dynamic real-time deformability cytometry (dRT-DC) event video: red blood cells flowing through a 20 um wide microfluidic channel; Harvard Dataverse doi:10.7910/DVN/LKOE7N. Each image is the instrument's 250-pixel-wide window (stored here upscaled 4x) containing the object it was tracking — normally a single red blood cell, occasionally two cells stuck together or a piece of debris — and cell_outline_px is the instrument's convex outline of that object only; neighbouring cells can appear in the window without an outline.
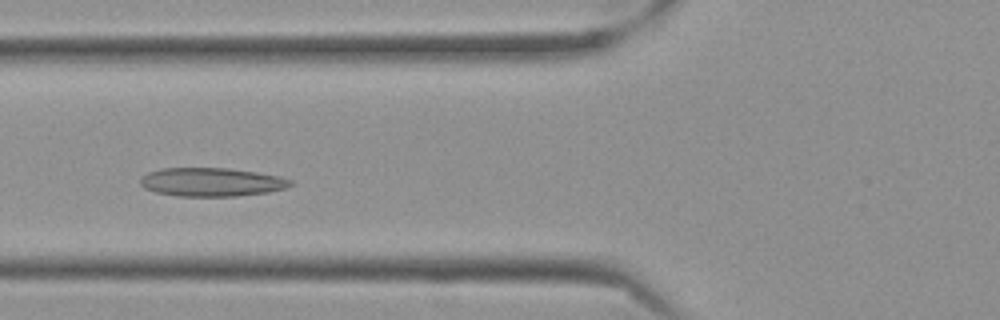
{"species": "Egyptian fruit bat (a non-hibernating species)", "species_latin": "Rousettus aegyptiacus", "temperature_condition": "cold", "stored_images_in_passage": 47, "camera_frame_rate_fps": 3000, "um_per_image_px": 0.085, "frame": {"image": 1, "passage_image": 18, "time_ms": 5.667, "image_size_px": [1000, 320], "cell_outline_px": [[292, 184], [284, 188], [268, 192], [236, 196], [176, 196], [156, 192], [144, 188], [140, 184], [140, 180], [148, 172], [160, 168], [228, 168], [256, 172], [276, 176], [292, 180]], "centroid_in_image_um": [17.94, 15.47], "position_along_channel_um": 107.9, "area_um2": 24.85}}
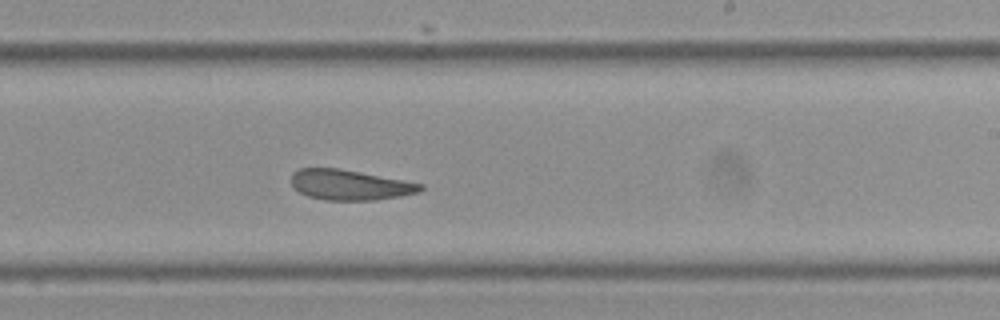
{"frame": {"image": 2, "passage_image": 31, "time_ms": 10.0, "image_size_px": [1000, 320], "cell_outline_px": [[424, 188], [420, 192], [400, 196], [376, 200], [324, 200], [308, 196], [292, 188], [292, 172], [300, 168], [340, 168], [424, 184]], "centroid_in_image_um": [29.73, 15.71], "position_along_channel_um": 259.3, "area_um2": 22.89}}
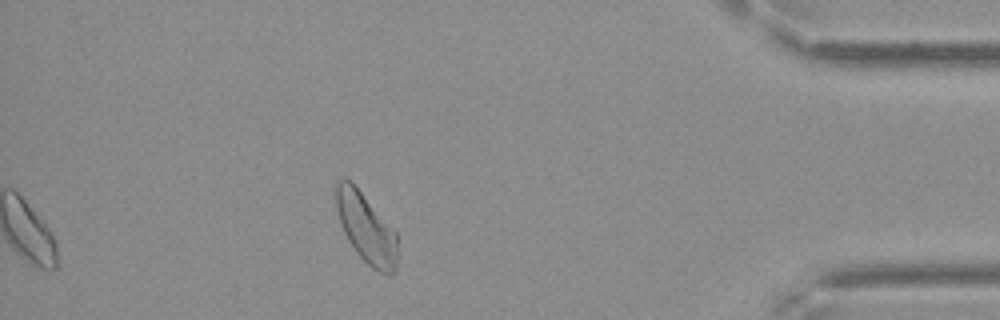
{"frame": {"image": 3, "passage_image": 47, "time_ms": 15.333, "image_size_px": [1000, 320], "cell_outline_px": [[396, 272], [380, 272], [372, 268], [356, 252], [348, 240], [340, 224], [336, 208], [336, 180], [348, 180], [360, 192], [396, 232]], "centroid_in_image_um": [31.1, 19.41], "position_along_channel_um": 404.1, "area_um2": 24.1}, "authors_computed_cell_mechanics": {"area_um2": 23.9292, "velocity_mm_per_s": 3.4876, "shape_relaxation_time_tau1_ms": null, "shape_relaxation_time_tau2_ms": 3.8592, "deformation_change_tau1": null, "deformation_change_tau2": 0.0999}}